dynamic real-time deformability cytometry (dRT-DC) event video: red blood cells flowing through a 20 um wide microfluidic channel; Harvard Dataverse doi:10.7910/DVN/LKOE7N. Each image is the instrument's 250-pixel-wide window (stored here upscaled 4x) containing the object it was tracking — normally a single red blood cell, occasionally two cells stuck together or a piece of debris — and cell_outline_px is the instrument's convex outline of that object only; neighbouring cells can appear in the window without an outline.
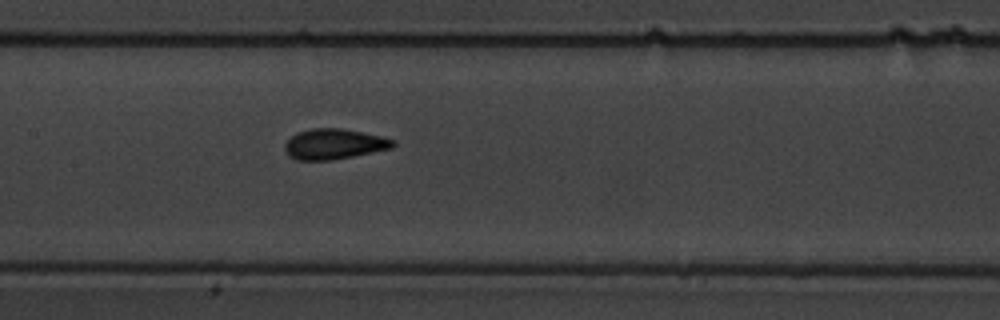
{"species": "common noctule bat (a hibernating species)", "species_latin": "Nyctalus noctula", "temperature_condition": "warm", "stored_images_in_passage": 8, "camera_frame_rate_fps": 3000, "um_per_image_px": 0.085, "animal": {"sex": "male", "body_mass_g": 19.5, "forearm_length_mm": 54.6}, "frame": {"image": 1, "passage_image": 8, "time_ms": 9.0, "image_size_px": [1000, 320], "cell_outline_px": [[396, 144], [392, 148], [332, 160], [296, 160], [288, 156], [284, 152], [284, 144], [296, 132], [312, 128], [340, 128], [380, 136], [396, 140]], "centroid_in_image_um": [28.35, 12.25], "position_along_channel_um": 179.0, "area_um2": 19.19}}